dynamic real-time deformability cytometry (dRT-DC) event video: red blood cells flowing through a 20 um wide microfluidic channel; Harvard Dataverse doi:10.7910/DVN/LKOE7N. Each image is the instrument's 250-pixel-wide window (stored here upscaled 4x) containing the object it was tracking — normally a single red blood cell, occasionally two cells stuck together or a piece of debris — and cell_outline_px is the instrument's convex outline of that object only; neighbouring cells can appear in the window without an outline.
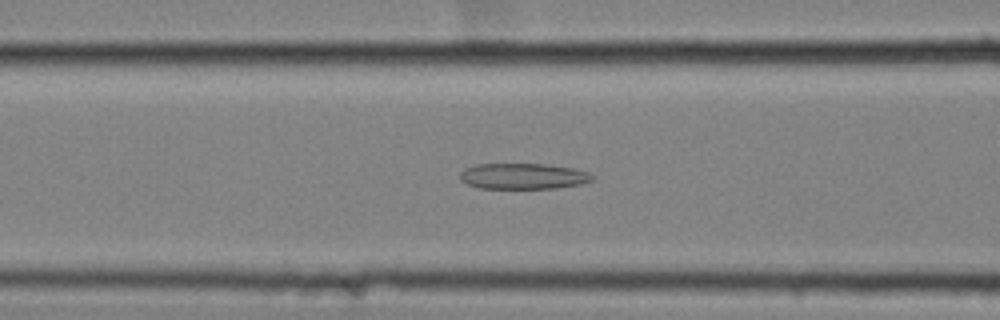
{"species": "common noctule bat (a hibernating species)", "species_latin": "Nyctalus noctula", "temperature_condition": "cold", "stored_images_in_passage": 58, "camera_frame_rate_fps": 3000, "um_per_image_px": 0.085, "animal": {"sex": "female", "body_mass_g": 25.1}, "frame": {"image": 1, "passage_image": 25, "time_ms": 8.0, "image_size_px": [1000, 320], "cell_outline_px": [[596, 180], [580, 184], [556, 188], [480, 188], [468, 184], [460, 180], [460, 172], [464, 168], [476, 164], [544, 164], [572, 168], [588, 172], [596, 176]], "centroid_in_image_um": [44.49, 14.97], "position_along_channel_um": 122.1, "area_um2": 20.0}}
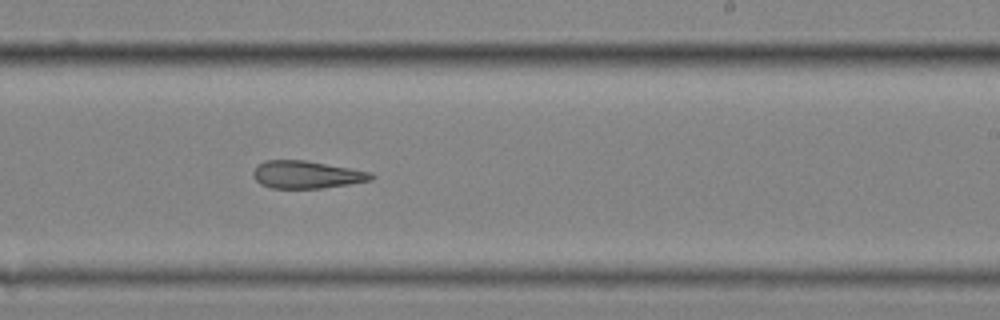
{"frame": {"image": 2, "passage_image": 37, "time_ms": 12.0, "image_size_px": [1000, 320], "cell_outline_px": [[376, 176], [372, 180], [348, 184], [320, 188], [272, 188], [260, 184], [252, 176], [252, 172], [256, 164], [264, 160], [304, 160], [372, 172]], "centroid_in_image_um": [26.02, 14.84], "position_along_channel_um": 263.0, "area_um2": 19.02}}
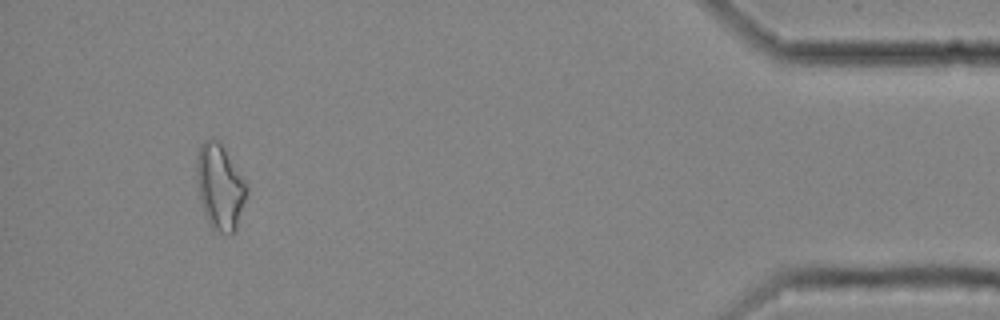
{"frame": {"image": 3, "passage_image": 55, "time_ms": 18.0, "image_size_px": [1000, 320], "cell_outline_px": [[248, 188], [236, 228], [232, 232], [220, 232], [212, 228], [208, 224], [200, 200], [196, 180], [196, 156], [200, 144], [204, 140], [212, 136], [220, 144], [244, 180]], "centroid_in_image_um": [18.64, 15.86], "position_along_channel_um": 416.6, "area_um2": 24.45}, "authors_computed_cell_mechanics": {"area_um2": 22.2241, "velocity_mm_per_s": 3.5255, "shape_relaxation_time_tau1_ms": null, "shape_relaxation_time_tau2_ms": 3.7982, "deformation_change_tau1": null, "deformation_change_tau2": 0.1436}}